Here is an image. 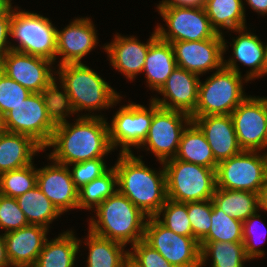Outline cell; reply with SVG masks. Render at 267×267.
<instances>
[{
    "mask_svg": "<svg viewBox=\"0 0 267 267\" xmlns=\"http://www.w3.org/2000/svg\"><path fill=\"white\" fill-rule=\"evenodd\" d=\"M48 232L44 226L29 224L3 234L11 267H34Z\"/></svg>",
    "mask_w": 267,
    "mask_h": 267,
    "instance_id": "obj_22",
    "label": "cell"
},
{
    "mask_svg": "<svg viewBox=\"0 0 267 267\" xmlns=\"http://www.w3.org/2000/svg\"><path fill=\"white\" fill-rule=\"evenodd\" d=\"M114 169L117 174V190L125 195L148 217H155L167 199L166 175L161 169L146 166L143 156L118 153Z\"/></svg>",
    "mask_w": 267,
    "mask_h": 267,
    "instance_id": "obj_2",
    "label": "cell"
},
{
    "mask_svg": "<svg viewBox=\"0 0 267 267\" xmlns=\"http://www.w3.org/2000/svg\"><path fill=\"white\" fill-rule=\"evenodd\" d=\"M212 199L188 202V219L192 227V237L200 242L209 232L211 226Z\"/></svg>",
    "mask_w": 267,
    "mask_h": 267,
    "instance_id": "obj_39",
    "label": "cell"
},
{
    "mask_svg": "<svg viewBox=\"0 0 267 267\" xmlns=\"http://www.w3.org/2000/svg\"><path fill=\"white\" fill-rule=\"evenodd\" d=\"M124 267H139L129 257L127 258Z\"/></svg>",
    "mask_w": 267,
    "mask_h": 267,
    "instance_id": "obj_51",
    "label": "cell"
},
{
    "mask_svg": "<svg viewBox=\"0 0 267 267\" xmlns=\"http://www.w3.org/2000/svg\"><path fill=\"white\" fill-rule=\"evenodd\" d=\"M167 198L188 203L211 200L216 190V169L176 158L163 162Z\"/></svg>",
    "mask_w": 267,
    "mask_h": 267,
    "instance_id": "obj_7",
    "label": "cell"
},
{
    "mask_svg": "<svg viewBox=\"0 0 267 267\" xmlns=\"http://www.w3.org/2000/svg\"><path fill=\"white\" fill-rule=\"evenodd\" d=\"M12 7L6 0H0V17H3Z\"/></svg>",
    "mask_w": 267,
    "mask_h": 267,
    "instance_id": "obj_49",
    "label": "cell"
},
{
    "mask_svg": "<svg viewBox=\"0 0 267 267\" xmlns=\"http://www.w3.org/2000/svg\"><path fill=\"white\" fill-rule=\"evenodd\" d=\"M94 212L95 216L88 219V228L94 234L126 247L144 238L148 216L118 190L96 207Z\"/></svg>",
    "mask_w": 267,
    "mask_h": 267,
    "instance_id": "obj_4",
    "label": "cell"
},
{
    "mask_svg": "<svg viewBox=\"0 0 267 267\" xmlns=\"http://www.w3.org/2000/svg\"><path fill=\"white\" fill-rule=\"evenodd\" d=\"M248 27L232 30L238 34L236 38L232 37L230 43L232 47V56L229 59H224V67L230 70H234L237 74L242 75L240 71V64L244 67H249L244 77L248 81L256 80V78L262 77V71L265 61L266 43L256 35V33L247 30Z\"/></svg>",
    "mask_w": 267,
    "mask_h": 267,
    "instance_id": "obj_21",
    "label": "cell"
},
{
    "mask_svg": "<svg viewBox=\"0 0 267 267\" xmlns=\"http://www.w3.org/2000/svg\"><path fill=\"white\" fill-rule=\"evenodd\" d=\"M204 9L218 34L247 27L243 0H206Z\"/></svg>",
    "mask_w": 267,
    "mask_h": 267,
    "instance_id": "obj_28",
    "label": "cell"
},
{
    "mask_svg": "<svg viewBox=\"0 0 267 267\" xmlns=\"http://www.w3.org/2000/svg\"><path fill=\"white\" fill-rule=\"evenodd\" d=\"M0 267H11L9 259L7 257L5 238L2 233H0Z\"/></svg>",
    "mask_w": 267,
    "mask_h": 267,
    "instance_id": "obj_47",
    "label": "cell"
},
{
    "mask_svg": "<svg viewBox=\"0 0 267 267\" xmlns=\"http://www.w3.org/2000/svg\"><path fill=\"white\" fill-rule=\"evenodd\" d=\"M259 211L267 212V182L259 193Z\"/></svg>",
    "mask_w": 267,
    "mask_h": 267,
    "instance_id": "obj_48",
    "label": "cell"
},
{
    "mask_svg": "<svg viewBox=\"0 0 267 267\" xmlns=\"http://www.w3.org/2000/svg\"><path fill=\"white\" fill-rule=\"evenodd\" d=\"M117 190V174L111 166L103 175L78 190V209L94 210Z\"/></svg>",
    "mask_w": 267,
    "mask_h": 267,
    "instance_id": "obj_33",
    "label": "cell"
},
{
    "mask_svg": "<svg viewBox=\"0 0 267 267\" xmlns=\"http://www.w3.org/2000/svg\"><path fill=\"white\" fill-rule=\"evenodd\" d=\"M267 75V43H266V50H265V61H264V66H263V71H262V78L263 76Z\"/></svg>",
    "mask_w": 267,
    "mask_h": 267,
    "instance_id": "obj_50",
    "label": "cell"
},
{
    "mask_svg": "<svg viewBox=\"0 0 267 267\" xmlns=\"http://www.w3.org/2000/svg\"><path fill=\"white\" fill-rule=\"evenodd\" d=\"M67 166L69 167L74 185L78 190L103 175L109 169L104 158H96Z\"/></svg>",
    "mask_w": 267,
    "mask_h": 267,
    "instance_id": "obj_41",
    "label": "cell"
},
{
    "mask_svg": "<svg viewBox=\"0 0 267 267\" xmlns=\"http://www.w3.org/2000/svg\"><path fill=\"white\" fill-rule=\"evenodd\" d=\"M95 26L92 18L86 16L75 17L63 29L57 28L56 63H59L57 66L82 63L83 58L99 44Z\"/></svg>",
    "mask_w": 267,
    "mask_h": 267,
    "instance_id": "obj_17",
    "label": "cell"
},
{
    "mask_svg": "<svg viewBox=\"0 0 267 267\" xmlns=\"http://www.w3.org/2000/svg\"><path fill=\"white\" fill-rule=\"evenodd\" d=\"M70 229L57 237L46 239L34 267H75L79 252V239Z\"/></svg>",
    "mask_w": 267,
    "mask_h": 267,
    "instance_id": "obj_26",
    "label": "cell"
},
{
    "mask_svg": "<svg viewBox=\"0 0 267 267\" xmlns=\"http://www.w3.org/2000/svg\"><path fill=\"white\" fill-rule=\"evenodd\" d=\"M129 258L139 267H174L143 239L131 246Z\"/></svg>",
    "mask_w": 267,
    "mask_h": 267,
    "instance_id": "obj_43",
    "label": "cell"
},
{
    "mask_svg": "<svg viewBox=\"0 0 267 267\" xmlns=\"http://www.w3.org/2000/svg\"><path fill=\"white\" fill-rule=\"evenodd\" d=\"M143 240L174 267H200V245L192 236L166 228L155 217H148Z\"/></svg>",
    "mask_w": 267,
    "mask_h": 267,
    "instance_id": "obj_13",
    "label": "cell"
},
{
    "mask_svg": "<svg viewBox=\"0 0 267 267\" xmlns=\"http://www.w3.org/2000/svg\"><path fill=\"white\" fill-rule=\"evenodd\" d=\"M199 245L200 267H205L208 261L210 267H245L244 264L251 261L243 242L200 241Z\"/></svg>",
    "mask_w": 267,
    "mask_h": 267,
    "instance_id": "obj_30",
    "label": "cell"
},
{
    "mask_svg": "<svg viewBox=\"0 0 267 267\" xmlns=\"http://www.w3.org/2000/svg\"><path fill=\"white\" fill-rule=\"evenodd\" d=\"M37 185L35 164L0 174V194L17 198Z\"/></svg>",
    "mask_w": 267,
    "mask_h": 267,
    "instance_id": "obj_36",
    "label": "cell"
},
{
    "mask_svg": "<svg viewBox=\"0 0 267 267\" xmlns=\"http://www.w3.org/2000/svg\"><path fill=\"white\" fill-rule=\"evenodd\" d=\"M56 64L30 54L9 50L0 61V70L32 93H41L56 77Z\"/></svg>",
    "mask_w": 267,
    "mask_h": 267,
    "instance_id": "obj_16",
    "label": "cell"
},
{
    "mask_svg": "<svg viewBox=\"0 0 267 267\" xmlns=\"http://www.w3.org/2000/svg\"><path fill=\"white\" fill-rule=\"evenodd\" d=\"M57 81L55 77L41 91L47 115L55 126L68 122V118L76 114L66 88Z\"/></svg>",
    "mask_w": 267,
    "mask_h": 267,
    "instance_id": "obj_34",
    "label": "cell"
},
{
    "mask_svg": "<svg viewBox=\"0 0 267 267\" xmlns=\"http://www.w3.org/2000/svg\"><path fill=\"white\" fill-rule=\"evenodd\" d=\"M83 240H85L83 242ZM82 242L88 248L87 266L86 267H124L127 258L129 257V249L126 246L98 236L88 229V234L85 238H79V249ZM88 246V247H87Z\"/></svg>",
    "mask_w": 267,
    "mask_h": 267,
    "instance_id": "obj_27",
    "label": "cell"
},
{
    "mask_svg": "<svg viewBox=\"0 0 267 267\" xmlns=\"http://www.w3.org/2000/svg\"><path fill=\"white\" fill-rule=\"evenodd\" d=\"M175 158L212 169L218 164L204 134L193 122L183 131Z\"/></svg>",
    "mask_w": 267,
    "mask_h": 267,
    "instance_id": "obj_29",
    "label": "cell"
},
{
    "mask_svg": "<svg viewBox=\"0 0 267 267\" xmlns=\"http://www.w3.org/2000/svg\"><path fill=\"white\" fill-rule=\"evenodd\" d=\"M224 34L199 41L171 42L177 67L199 76L214 72L224 66V58L229 48Z\"/></svg>",
    "mask_w": 267,
    "mask_h": 267,
    "instance_id": "obj_14",
    "label": "cell"
},
{
    "mask_svg": "<svg viewBox=\"0 0 267 267\" xmlns=\"http://www.w3.org/2000/svg\"><path fill=\"white\" fill-rule=\"evenodd\" d=\"M12 8L0 17V61L3 56L11 50L10 27H11ZM10 40V41H9Z\"/></svg>",
    "mask_w": 267,
    "mask_h": 267,
    "instance_id": "obj_44",
    "label": "cell"
},
{
    "mask_svg": "<svg viewBox=\"0 0 267 267\" xmlns=\"http://www.w3.org/2000/svg\"><path fill=\"white\" fill-rule=\"evenodd\" d=\"M12 6V0H6Z\"/></svg>",
    "mask_w": 267,
    "mask_h": 267,
    "instance_id": "obj_53",
    "label": "cell"
},
{
    "mask_svg": "<svg viewBox=\"0 0 267 267\" xmlns=\"http://www.w3.org/2000/svg\"><path fill=\"white\" fill-rule=\"evenodd\" d=\"M166 24L155 27L157 37L166 42L199 41L218 35L204 8L179 7L159 2L156 7Z\"/></svg>",
    "mask_w": 267,
    "mask_h": 267,
    "instance_id": "obj_8",
    "label": "cell"
},
{
    "mask_svg": "<svg viewBox=\"0 0 267 267\" xmlns=\"http://www.w3.org/2000/svg\"><path fill=\"white\" fill-rule=\"evenodd\" d=\"M201 76L176 67L157 93L151 99L160 107L178 110L191 115L198 103L199 83Z\"/></svg>",
    "mask_w": 267,
    "mask_h": 267,
    "instance_id": "obj_20",
    "label": "cell"
},
{
    "mask_svg": "<svg viewBox=\"0 0 267 267\" xmlns=\"http://www.w3.org/2000/svg\"><path fill=\"white\" fill-rule=\"evenodd\" d=\"M177 67L171 43L157 38L148 49L142 73L146 86L157 92Z\"/></svg>",
    "mask_w": 267,
    "mask_h": 267,
    "instance_id": "obj_25",
    "label": "cell"
},
{
    "mask_svg": "<svg viewBox=\"0 0 267 267\" xmlns=\"http://www.w3.org/2000/svg\"><path fill=\"white\" fill-rule=\"evenodd\" d=\"M262 99H263V101H264L265 110H266V113H267V97L262 96Z\"/></svg>",
    "mask_w": 267,
    "mask_h": 267,
    "instance_id": "obj_52",
    "label": "cell"
},
{
    "mask_svg": "<svg viewBox=\"0 0 267 267\" xmlns=\"http://www.w3.org/2000/svg\"><path fill=\"white\" fill-rule=\"evenodd\" d=\"M259 212L260 211L258 210L255 214L251 215L248 219L243 221V227H242L243 244L245 248V253H246V256L251 261L256 258L257 259L262 258V257L264 258L265 256L264 249L259 248V246H261L260 244H261L262 238L266 237L267 235V232H266L267 229L264 226L265 224H263V221H261V214ZM260 227H262V229L265 228L266 230L264 229L261 231V229H259ZM257 231H260V232H257ZM260 233H263L262 236L260 235ZM257 234H259L260 236L259 235L257 236ZM264 234L265 236H263Z\"/></svg>",
    "mask_w": 267,
    "mask_h": 267,
    "instance_id": "obj_38",
    "label": "cell"
},
{
    "mask_svg": "<svg viewBox=\"0 0 267 267\" xmlns=\"http://www.w3.org/2000/svg\"><path fill=\"white\" fill-rule=\"evenodd\" d=\"M245 2L258 15H267V0H244L243 5H245Z\"/></svg>",
    "mask_w": 267,
    "mask_h": 267,
    "instance_id": "obj_46",
    "label": "cell"
},
{
    "mask_svg": "<svg viewBox=\"0 0 267 267\" xmlns=\"http://www.w3.org/2000/svg\"><path fill=\"white\" fill-rule=\"evenodd\" d=\"M31 93L0 70V114L2 117Z\"/></svg>",
    "mask_w": 267,
    "mask_h": 267,
    "instance_id": "obj_40",
    "label": "cell"
},
{
    "mask_svg": "<svg viewBox=\"0 0 267 267\" xmlns=\"http://www.w3.org/2000/svg\"><path fill=\"white\" fill-rule=\"evenodd\" d=\"M51 163L37 168V186L61 214L78 209V189L67 165Z\"/></svg>",
    "mask_w": 267,
    "mask_h": 267,
    "instance_id": "obj_19",
    "label": "cell"
},
{
    "mask_svg": "<svg viewBox=\"0 0 267 267\" xmlns=\"http://www.w3.org/2000/svg\"><path fill=\"white\" fill-rule=\"evenodd\" d=\"M110 43L101 48L106 52L107 59L113 69L124 75L128 81H134L142 74L149 46L158 38L156 30L152 32L146 43L139 41L137 36L114 34Z\"/></svg>",
    "mask_w": 267,
    "mask_h": 267,
    "instance_id": "obj_18",
    "label": "cell"
},
{
    "mask_svg": "<svg viewBox=\"0 0 267 267\" xmlns=\"http://www.w3.org/2000/svg\"><path fill=\"white\" fill-rule=\"evenodd\" d=\"M0 125H2V116L0 114Z\"/></svg>",
    "mask_w": 267,
    "mask_h": 267,
    "instance_id": "obj_54",
    "label": "cell"
},
{
    "mask_svg": "<svg viewBox=\"0 0 267 267\" xmlns=\"http://www.w3.org/2000/svg\"><path fill=\"white\" fill-rule=\"evenodd\" d=\"M55 127L47 115L41 93H31L2 117L3 131L29 136L44 151Z\"/></svg>",
    "mask_w": 267,
    "mask_h": 267,
    "instance_id": "obj_12",
    "label": "cell"
},
{
    "mask_svg": "<svg viewBox=\"0 0 267 267\" xmlns=\"http://www.w3.org/2000/svg\"><path fill=\"white\" fill-rule=\"evenodd\" d=\"M16 200L28 224L41 225L49 229L50 224L62 215L37 185Z\"/></svg>",
    "mask_w": 267,
    "mask_h": 267,
    "instance_id": "obj_32",
    "label": "cell"
},
{
    "mask_svg": "<svg viewBox=\"0 0 267 267\" xmlns=\"http://www.w3.org/2000/svg\"><path fill=\"white\" fill-rule=\"evenodd\" d=\"M55 67L56 79L66 88L77 116L104 117L95 112L112 108L121 102V93L115 91L100 74L84 62ZM83 110L88 113H82Z\"/></svg>",
    "mask_w": 267,
    "mask_h": 267,
    "instance_id": "obj_3",
    "label": "cell"
},
{
    "mask_svg": "<svg viewBox=\"0 0 267 267\" xmlns=\"http://www.w3.org/2000/svg\"><path fill=\"white\" fill-rule=\"evenodd\" d=\"M249 81L224 66L205 81L200 80L198 103L191 117L230 115L248 96L244 84Z\"/></svg>",
    "mask_w": 267,
    "mask_h": 267,
    "instance_id": "obj_6",
    "label": "cell"
},
{
    "mask_svg": "<svg viewBox=\"0 0 267 267\" xmlns=\"http://www.w3.org/2000/svg\"><path fill=\"white\" fill-rule=\"evenodd\" d=\"M243 222L227 215L212 201L211 226L201 241L243 242Z\"/></svg>",
    "mask_w": 267,
    "mask_h": 267,
    "instance_id": "obj_35",
    "label": "cell"
},
{
    "mask_svg": "<svg viewBox=\"0 0 267 267\" xmlns=\"http://www.w3.org/2000/svg\"><path fill=\"white\" fill-rule=\"evenodd\" d=\"M149 107L128 101L120 105L109 127V141L113 150L120 147V154H132V148L138 149L147 137L154 114V101L150 98Z\"/></svg>",
    "mask_w": 267,
    "mask_h": 267,
    "instance_id": "obj_11",
    "label": "cell"
},
{
    "mask_svg": "<svg viewBox=\"0 0 267 267\" xmlns=\"http://www.w3.org/2000/svg\"><path fill=\"white\" fill-rule=\"evenodd\" d=\"M192 122L189 114L160 107L154 102V114L151 126L144 142L137 149L151 151L158 162L175 158L179 149L181 136Z\"/></svg>",
    "mask_w": 267,
    "mask_h": 267,
    "instance_id": "obj_10",
    "label": "cell"
},
{
    "mask_svg": "<svg viewBox=\"0 0 267 267\" xmlns=\"http://www.w3.org/2000/svg\"><path fill=\"white\" fill-rule=\"evenodd\" d=\"M267 182V151L243 150L220 161L216 167V187L259 194Z\"/></svg>",
    "mask_w": 267,
    "mask_h": 267,
    "instance_id": "obj_9",
    "label": "cell"
},
{
    "mask_svg": "<svg viewBox=\"0 0 267 267\" xmlns=\"http://www.w3.org/2000/svg\"><path fill=\"white\" fill-rule=\"evenodd\" d=\"M10 37L15 43L10 44L11 50L56 63L57 27L48 17L12 7Z\"/></svg>",
    "mask_w": 267,
    "mask_h": 267,
    "instance_id": "obj_5",
    "label": "cell"
},
{
    "mask_svg": "<svg viewBox=\"0 0 267 267\" xmlns=\"http://www.w3.org/2000/svg\"><path fill=\"white\" fill-rule=\"evenodd\" d=\"M44 149L31 137L0 132V174L33 164L34 156ZM38 153V154H37Z\"/></svg>",
    "mask_w": 267,
    "mask_h": 267,
    "instance_id": "obj_24",
    "label": "cell"
},
{
    "mask_svg": "<svg viewBox=\"0 0 267 267\" xmlns=\"http://www.w3.org/2000/svg\"><path fill=\"white\" fill-rule=\"evenodd\" d=\"M160 2L189 8H204L206 4V0H162Z\"/></svg>",
    "mask_w": 267,
    "mask_h": 267,
    "instance_id": "obj_45",
    "label": "cell"
},
{
    "mask_svg": "<svg viewBox=\"0 0 267 267\" xmlns=\"http://www.w3.org/2000/svg\"><path fill=\"white\" fill-rule=\"evenodd\" d=\"M212 201L227 215L242 222L259 210V194L250 191L216 187Z\"/></svg>",
    "mask_w": 267,
    "mask_h": 267,
    "instance_id": "obj_31",
    "label": "cell"
},
{
    "mask_svg": "<svg viewBox=\"0 0 267 267\" xmlns=\"http://www.w3.org/2000/svg\"><path fill=\"white\" fill-rule=\"evenodd\" d=\"M230 116L242 150H267V113L262 97L248 95Z\"/></svg>",
    "mask_w": 267,
    "mask_h": 267,
    "instance_id": "obj_15",
    "label": "cell"
},
{
    "mask_svg": "<svg viewBox=\"0 0 267 267\" xmlns=\"http://www.w3.org/2000/svg\"><path fill=\"white\" fill-rule=\"evenodd\" d=\"M74 122H65L55 127L49 144L52 148L47 157L69 165L96 158H105L113 149L109 141L106 117L77 116Z\"/></svg>",
    "mask_w": 267,
    "mask_h": 267,
    "instance_id": "obj_1",
    "label": "cell"
},
{
    "mask_svg": "<svg viewBox=\"0 0 267 267\" xmlns=\"http://www.w3.org/2000/svg\"><path fill=\"white\" fill-rule=\"evenodd\" d=\"M29 225L16 198L0 194V230L3 234Z\"/></svg>",
    "mask_w": 267,
    "mask_h": 267,
    "instance_id": "obj_42",
    "label": "cell"
},
{
    "mask_svg": "<svg viewBox=\"0 0 267 267\" xmlns=\"http://www.w3.org/2000/svg\"><path fill=\"white\" fill-rule=\"evenodd\" d=\"M204 134L215 160L219 163L242 152L230 115L191 117Z\"/></svg>",
    "mask_w": 267,
    "mask_h": 267,
    "instance_id": "obj_23",
    "label": "cell"
},
{
    "mask_svg": "<svg viewBox=\"0 0 267 267\" xmlns=\"http://www.w3.org/2000/svg\"><path fill=\"white\" fill-rule=\"evenodd\" d=\"M162 216V217H161ZM155 218L166 228L183 236H192V227L188 219L187 203L166 199Z\"/></svg>",
    "mask_w": 267,
    "mask_h": 267,
    "instance_id": "obj_37",
    "label": "cell"
}]
</instances>
